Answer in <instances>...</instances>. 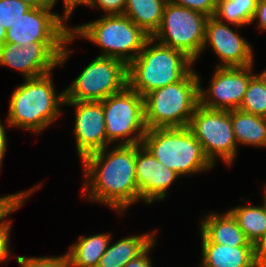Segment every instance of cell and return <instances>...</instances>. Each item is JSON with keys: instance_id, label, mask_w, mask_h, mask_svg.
Returning <instances> with one entry per match:
<instances>
[{"instance_id": "28", "label": "cell", "mask_w": 266, "mask_h": 267, "mask_svg": "<svg viewBox=\"0 0 266 267\" xmlns=\"http://www.w3.org/2000/svg\"><path fill=\"white\" fill-rule=\"evenodd\" d=\"M17 262L21 267H69L66 254L58 257L17 256Z\"/></svg>"}, {"instance_id": "25", "label": "cell", "mask_w": 266, "mask_h": 267, "mask_svg": "<svg viewBox=\"0 0 266 267\" xmlns=\"http://www.w3.org/2000/svg\"><path fill=\"white\" fill-rule=\"evenodd\" d=\"M239 110L266 117V85L257 74L250 80Z\"/></svg>"}, {"instance_id": "18", "label": "cell", "mask_w": 266, "mask_h": 267, "mask_svg": "<svg viewBox=\"0 0 266 267\" xmlns=\"http://www.w3.org/2000/svg\"><path fill=\"white\" fill-rule=\"evenodd\" d=\"M205 218L201 222L200 230L210 242L231 247L254 246L229 211L224 215L213 212Z\"/></svg>"}, {"instance_id": "24", "label": "cell", "mask_w": 266, "mask_h": 267, "mask_svg": "<svg viewBox=\"0 0 266 267\" xmlns=\"http://www.w3.org/2000/svg\"><path fill=\"white\" fill-rule=\"evenodd\" d=\"M258 0H218L214 17L239 28L251 24Z\"/></svg>"}, {"instance_id": "21", "label": "cell", "mask_w": 266, "mask_h": 267, "mask_svg": "<svg viewBox=\"0 0 266 267\" xmlns=\"http://www.w3.org/2000/svg\"><path fill=\"white\" fill-rule=\"evenodd\" d=\"M110 240V235L104 233L90 237L80 236L79 241L66 253L69 267H98Z\"/></svg>"}, {"instance_id": "2", "label": "cell", "mask_w": 266, "mask_h": 267, "mask_svg": "<svg viewBox=\"0 0 266 267\" xmlns=\"http://www.w3.org/2000/svg\"><path fill=\"white\" fill-rule=\"evenodd\" d=\"M150 37L138 56L127 65L128 87L142 97L166 85L181 81L191 70L193 60L184 52L161 43L150 47Z\"/></svg>"}, {"instance_id": "29", "label": "cell", "mask_w": 266, "mask_h": 267, "mask_svg": "<svg viewBox=\"0 0 266 267\" xmlns=\"http://www.w3.org/2000/svg\"><path fill=\"white\" fill-rule=\"evenodd\" d=\"M177 5L201 12L208 17L214 16L218 0H169Z\"/></svg>"}, {"instance_id": "6", "label": "cell", "mask_w": 266, "mask_h": 267, "mask_svg": "<svg viewBox=\"0 0 266 267\" xmlns=\"http://www.w3.org/2000/svg\"><path fill=\"white\" fill-rule=\"evenodd\" d=\"M72 29L71 36L74 38L82 36L101 46L104 52L99 56L120 59L127 65L138 56L150 38L124 14H107L96 21Z\"/></svg>"}, {"instance_id": "31", "label": "cell", "mask_w": 266, "mask_h": 267, "mask_svg": "<svg viewBox=\"0 0 266 267\" xmlns=\"http://www.w3.org/2000/svg\"><path fill=\"white\" fill-rule=\"evenodd\" d=\"M9 221L6 225L0 227V263L6 261L10 256L9 251V235H10V225L12 222Z\"/></svg>"}, {"instance_id": "32", "label": "cell", "mask_w": 266, "mask_h": 267, "mask_svg": "<svg viewBox=\"0 0 266 267\" xmlns=\"http://www.w3.org/2000/svg\"><path fill=\"white\" fill-rule=\"evenodd\" d=\"M155 245V241L138 257L130 260L124 267H152V262L148 256L149 250Z\"/></svg>"}, {"instance_id": "22", "label": "cell", "mask_w": 266, "mask_h": 267, "mask_svg": "<svg viewBox=\"0 0 266 267\" xmlns=\"http://www.w3.org/2000/svg\"><path fill=\"white\" fill-rule=\"evenodd\" d=\"M231 122L237 145L266 146V117L231 110Z\"/></svg>"}, {"instance_id": "11", "label": "cell", "mask_w": 266, "mask_h": 267, "mask_svg": "<svg viewBox=\"0 0 266 267\" xmlns=\"http://www.w3.org/2000/svg\"><path fill=\"white\" fill-rule=\"evenodd\" d=\"M73 39L70 36L67 42H31L24 46L5 43L0 47V65L21 71L26 79L46 75L67 59L71 51L66 44Z\"/></svg>"}, {"instance_id": "30", "label": "cell", "mask_w": 266, "mask_h": 267, "mask_svg": "<svg viewBox=\"0 0 266 267\" xmlns=\"http://www.w3.org/2000/svg\"><path fill=\"white\" fill-rule=\"evenodd\" d=\"M126 0H89L88 6L100 7L106 15L123 14Z\"/></svg>"}, {"instance_id": "14", "label": "cell", "mask_w": 266, "mask_h": 267, "mask_svg": "<svg viewBox=\"0 0 266 267\" xmlns=\"http://www.w3.org/2000/svg\"><path fill=\"white\" fill-rule=\"evenodd\" d=\"M66 103L76 107L74 133L81 160L93 152L105 149L110 142L106 139L102 102L65 101Z\"/></svg>"}, {"instance_id": "37", "label": "cell", "mask_w": 266, "mask_h": 267, "mask_svg": "<svg viewBox=\"0 0 266 267\" xmlns=\"http://www.w3.org/2000/svg\"><path fill=\"white\" fill-rule=\"evenodd\" d=\"M5 127L3 126V124H1V120H0V167L2 165V160L3 157L5 155L6 152V148H7V140H6V134H5Z\"/></svg>"}, {"instance_id": "33", "label": "cell", "mask_w": 266, "mask_h": 267, "mask_svg": "<svg viewBox=\"0 0 266 267\" xmlns=\"http://www.w3.org/2000/svg\"><path fill=\"white\" fill-rule=\"evenodd\" d=\"M255 256L261 267H266V231L254 245Z\"/></svg>"}, {"instance_id": "12", "label": "cell", "mask_w": 266, "mask_h": 267, "mask_svg": "<svg viewBox=\"0 0 266 267\" xmlns=\"http://www.w3.org/2000/svg\"><path fill=\"white\" fill-rule=\"evenodd\" d=\"M51 9L31 8L22 14V17L6 30L5 43L24 46L31 42H67L71 29L64 25L65 18L51 12Z\"/></svg>"}, {"instance_id": "8", "label": "cell", "mask_w": 266, "mask_h": 267, "mask_svg": "<svg viewBox=\"0 0 266 267\" xmlns=\"http://www.w3.org/2000/svg\"><path fill=\"white\" fill-rule=\"evenodd\" d=\"M128 86L127 64L97 56L65 90V101H103Z\"/></svg>"}, {"instance_id": "16", "label": "cell", "mask_w": 266, "mask_h": 267, "mask_svg": "<svg viewBox=\"0 0 266 267\" xmlns=\"http://www.w3.org/2000/svg\"><path fill=\"white\" fill-rule=\"evenodd\" d=\"M136 183L140 198L150 204L166 197L179 175L160 163L142 144H136Z\"/></svg>"}, {"instance_id": "36", "label": "cell", "mask_w": 266, "mask_h": 267, "mask_svg": "<svg viewBox=\"0 0 266 267\" xmlns=\"http://www.w3.org/2000/svg\"><path fill=\"white\" fill-rule=\"evenodd\" d=\"M32 8H53V0H21Z\"/></svg>"}, {"instance_id": "1", "label": "cell", "mask_w": 266, "mask_h": 267, "mask_svg": "<svg viewBox=\"0 0 266 267\" xmlns=\"http://www.w3.org/2000/svg\"><path fill=\"white\" fill-rule=\"evenodd\" d=\"M136 144L120 145L106 154V148L82 159L87 179L83 194L89 189L90 201H99L124 211L140 198L136 183ZM90 187V188H89Z\"/></svg>"}, {"instance_id": "5", "label": "cell", "mask_w": 266, "mask_h": 267, "mask_svg": "<svg viewBox=\"0 0 266 267\" xmlns=\"http://www.w3.org/2000/svg\"><path fill=\"white\" fill-rule=\"evenodd\" d=\"M141 144L179 176L209 170L214 166L188 127L147 129Z\"/></svg>"}, {"instance_id": "26", "label": "cell", "mask_w": 266, "mask_h": 267, "mask_svg": "<svg viewBox=\"0 0 266 267\" xmlns=\"http://www.w3.org/2000/svg\"><path fill=\"white\" fill-rule=\"evenodd\" d=\"M32 7L21 0H0V23L7 30Z\"/></svg>"}, {"instance_id": "23", "label": "cell", "mask_w": 266, "mask_h": 267, "mask_svg": "<svg viewBox=\"0 0 266 267\" xmlns=\"http://www.w3.org/2000/svg\"><path fill=\"white\" fill-rule=\"evenodd\" d=\"M229 212L250 243L255 245L266 231V189L263 206H238Z\"/></svg>"}, {"instance_id": "9", "label": "cell", "mask_w": 266, "mask_h": 267, "mask_svg": "<svg viewBox=\"0 0 266 267\" xmlns=\"http://www.w3.org/2000/svg\"><path fill=\"white\" fill-rule=\"evenodd\" d=\"M101 102L105 117L106 139L112 143L123 138L120 145L141 144L147 132L143 97L127 86L123 91L110 95ZM132 134L134 136H131Z\"/></svg>"}, {"instance_id": "15", "label": "cell", "mask_w": 266, "mask_h": 267, "mask_svg": "<svg viewBox=\"0 0 266 267\" xmlns=\"http://www.w3.org/2000/svg\"><path fill=\"white\" fill-rule=\"evenodd\" d=\"M210 44L221 60L217 67H247L253 65L252 47L223 21L214 16L207 19L203 49Z\"/></svg>"}, {"instance_id": "10", "label": "cell", "mask_w": 266, "mask_h": 267, "mask_svg": "<svg viewBox=\"0 0 266 267\" xmlns=\"http://www.w3.org/2000/svg\"><path fill=\"white\" fill-rule=\"evenodd\" d=\"M187 127L201 143L205 156L213 165L216 157L231 165L238 148L231 110H212L199 104Z\"/></svg>"}, {"instance_id": "35", "label": "cell", "mask_w": 266, "mask_h": 267, "mask_svg": "<svg viewBox=\"0 0 266 267\" xmlns=\"http://www.w3.org/2000/svg\"><path fill=\"white\" fill-rule=\"evenodd\" d=\"M57 0H53V7L55 6ZM64 6H65V13H64V18L65 21H67L72 14L74 8L79 5V4H85V6L88 5L89 0H63Z\"/></svg>"}, {"instance_id": "13", "label": "cell", "mask_w": 266, "mask_h": 267, "mask_svg": "<svg viewBox=\"0 0 266 267\" xmlns=\"http://www.w3.org/2000/svg\"><path fill=\"white\" fill-rule=\"evenodd\" d=\"M252 66L216 67L208 92L199 86V104L212 110L239 109L248 84L255 76L251 73Z\"/></svg>"}, {"instance_id": "39", "label": "cell", "mask_w": 266, "mask_h": 267, "mask_svg": "<svg viewBox=\"0 0 266 267\" xmlns=\"http://www.w3.org/2000/svg\"><path fill=\"white\" fill-rule=\"evenodd\" d=\"M262 81L265 83L266 85V70H264L261 74L258 75Z\"/></svg>"}, {"instance_id": "4", "label": "cell", "mask_w": 266, "mask_h": 267, "mask_svg": "<svg viewBox=\"0 0 266 267\" xmlns=\"http://www.w3.org/2000/svg\"><path fill=\"white\" fill-rule=\"evenodd\" d=\"M51 78L50 73L28 78L13 92L7 118L10 126L38 133L59 117L65 91L56 95Z\"/></svg>"}, {"instance_id": "34", "label": "cell", "mask_w": 266, "mask_h": 267, "mask_svg": "<svg viewBox=\"0 0 266 267\" xmlns=\"http://www.w3.org/2000/svg\"><path fill=\"white\" fill-rule=\"evenodd\" d=\"M258 18V27L266 30V0H258L253 21Z\"/></svg>"}, {"instance_id": "38", "label": "cell", "mask_w": 266, "mask_h": 267, "mask_svg": "<svg viewBox=\"0 0 266 267\" xmlns=\"http://www.w3.org/2000/svg\"><path fill=\"white\" fill-rule=\"evenodd\" d=\"M6 40V29L0 23V47L5 44Z\"/></svg>"}, {"instance_id": "27", "label": "cell", "mask_w": 266, "mask_h": 267, "mask_svg": "<svg viewBox=\"0 0 266 267\" xmlns=\"http://www.w3.org/2000/svg\"><path fill=\"white\" fill-rule=\"evenodd\" d=\"M40 186H36L34 189H30L28 191L16 193V194H10L9 196H4L0 198V221L3 220L6 216H8L9 213L17 210L24 204V199H26L31 192H34L36 188H39ZM9 221H1L0 227L3 225H6Z\"/></svg>"}, {"instance_id": "19", "label": "cell", "mask_w": 266, "mask_h": 267, "mask_svg": "<svg viewBox=\"0 0 266 267\" xmlns=\"http://www.w3.org/2000/svg\"><path fill=\"white\" fill-rule=\"evenodd\" d=\"M155 233L123 238L107 246L98 267H124L130 260L141 255L154 241Z\"/></svg>"}, {"instance_id": "20", "label": "cell", "mask_w": 266, "mask_h": 267, "mask_svg": "<svg viewBox=\"0 0 266 267\" xmlns=\"http://www.w3.org/2000/svg\"><path fill=\"white\" fill-rule=\"evenodd\" d=\"M168 0H126L123 14L152 37L158 30Z\"/></svg>"}, {"instance_id": "3", "label": "cell", "mask_w": 266, "mask_h": 267, "mask_svg": "<svg viewBox=\"0 0 266 267\" xmlns=\"http://www.w3.org/2000/svg\"><path fill=\"white\" fill-rule=\"evenodd\" d=\"M200 82L192 69L181 81L143 96L146 128L187 127L199 105Z\"/></svg>"}, {"instance_id": "17", "label": "cell", "mask_w": 266, "mask_h": 267, "mask_svg": "<svg viewBox=\"0 0 266 267\" xmlns=\"http://www.w3.org/2000/svg\"><path fill=\"white\" fill-rule=\"evenodd\" d=\"M202 266L204 267H261L254 246L231 247L210 242L202 233Z\"/></svg>"}, {"instance_id": "7", "label": "cell", "mask_w": 266, "mask_h": 267, "mask_svg": "<svg viewBox=\"0 0 266 267\" xmlns=\"http://www.w3.org/2000/svg\"><path fill=\"white\" fill-rule=\"evenodd\" d=\"M208 16L167 1L161 24L152 36L159 43L184 52L194 63L203 51Z\"/></svg>"}]
</instances>
